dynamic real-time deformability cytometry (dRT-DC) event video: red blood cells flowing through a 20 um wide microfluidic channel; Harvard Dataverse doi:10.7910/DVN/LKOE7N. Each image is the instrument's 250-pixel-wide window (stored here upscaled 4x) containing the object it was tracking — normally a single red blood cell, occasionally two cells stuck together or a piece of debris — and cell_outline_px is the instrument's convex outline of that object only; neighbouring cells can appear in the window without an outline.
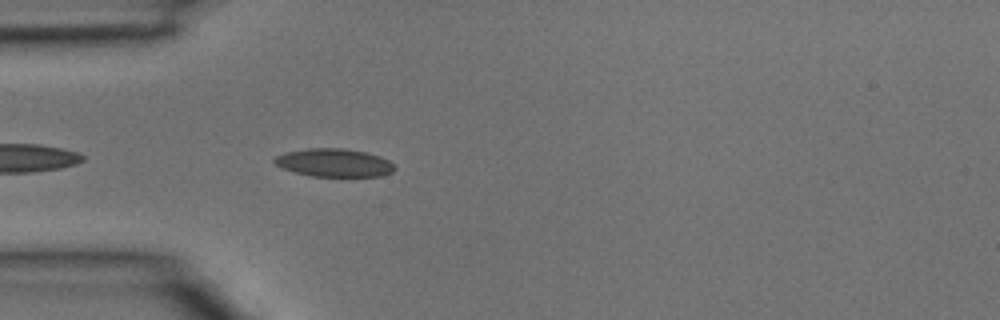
{"species": "common noctule bat (a hibernating species)", "species_latin": "Nyctalus noctula", "temperature_condition": "room temperature", "stored_images_in_passage": 4, "camera_frame_rate_fps": 3000, "um_per_image_px": 0.085, "animal": {"sex": "male", "body_mass_g": 15.6}, "frame": {"image": 1, "passage_image": 2, "time_ms": 0.333, "image_size_px": [1000, 320], "cell_outline_px": [[396, 168], [392, 172], [380, 176], [312, 176], [296, 172], [284, 168], [276, 164], [272, 160], [276, 156], [284, 152], [308, 148], [344, 148], [364, 152], [380, 156], [388, 160]], "centroid_in_image_um": [28.39, 13.82], "position_along_channel_um": 56.6, "area_um2": 19.54}}